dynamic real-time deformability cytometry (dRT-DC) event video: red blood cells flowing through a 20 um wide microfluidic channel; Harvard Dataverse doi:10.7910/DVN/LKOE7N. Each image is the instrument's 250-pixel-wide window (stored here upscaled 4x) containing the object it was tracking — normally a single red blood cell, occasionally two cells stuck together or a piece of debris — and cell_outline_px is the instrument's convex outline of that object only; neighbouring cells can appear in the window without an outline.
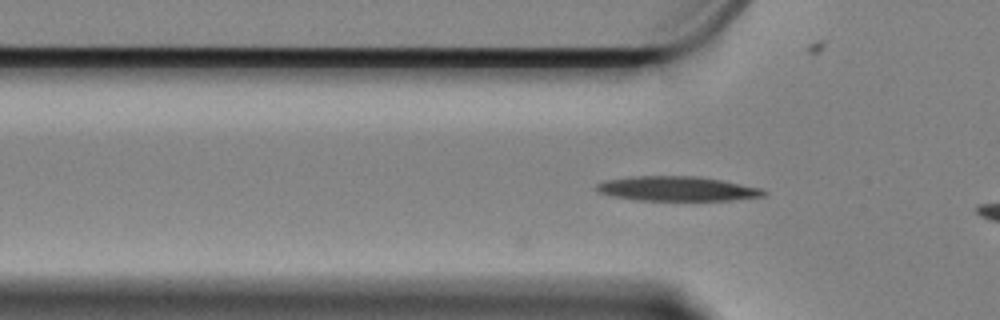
{"species": "Egyptian fruit bat (a non-hibernating species)", "species_latin": "Rousettus aegyptiacus", "temperature_condition": "cold", "stored_images_in_passage": 7, "camera_frame_rate_fps": 3000, "um_per_image_px": 0.085, "animal": {"sex": "female"}, "frame": {"image": 1, "passage_image": 7, "time_ms": 2.0, "image_size_px": [1000, 320], "cell_outline_px": [[768, 192], [764, 196], [732, 200], [636, 200], [612, 196], [600, 192], [596, 188], [596, 184], [608, 180], [632, 176], [700, 176], [760, 188]], "centroid_in_image_um": [57.56, 16.04], "position_along_channel_um": 68.2, "area_um2": 23.76}}